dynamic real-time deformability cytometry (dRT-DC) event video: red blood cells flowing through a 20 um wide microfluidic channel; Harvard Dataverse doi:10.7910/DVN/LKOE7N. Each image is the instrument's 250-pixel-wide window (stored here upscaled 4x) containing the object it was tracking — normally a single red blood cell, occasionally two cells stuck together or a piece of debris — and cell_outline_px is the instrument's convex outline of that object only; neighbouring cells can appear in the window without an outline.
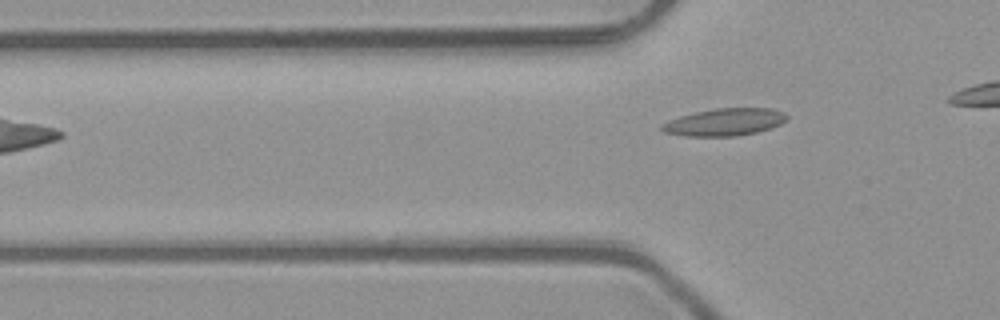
{"species": "common noctule bat (a hibernating species)", "species_latin": "Nyctalus noctula", "temperature_condition": "room temperature", "stored_images_in_passage": 3, "camera_frame_rate_fps": 3000, "um_per_image_px": 0.085, "animal": {"sex": "male", "body_mass_g": 23.1, "forearm_length_mm": 52.7}, "frame": {"image": 1, "passage_image": 3, "time_ms": 0.667, "image_size_px": [1000, 320], "cell_outline_px": [[788, 120], [772, 128], [756, 132], [736, 136], [688, 136], [664, 132], [660, 128], [660, 124], [668, 120], [680, 116], [696, 112], [716, 108], [772, 108], [784, 112], [788, 116]], "centroid_in_image_um": [61.62, 10.37], "position_along_channel_um": 64.2, "area_um2": 20.0}}